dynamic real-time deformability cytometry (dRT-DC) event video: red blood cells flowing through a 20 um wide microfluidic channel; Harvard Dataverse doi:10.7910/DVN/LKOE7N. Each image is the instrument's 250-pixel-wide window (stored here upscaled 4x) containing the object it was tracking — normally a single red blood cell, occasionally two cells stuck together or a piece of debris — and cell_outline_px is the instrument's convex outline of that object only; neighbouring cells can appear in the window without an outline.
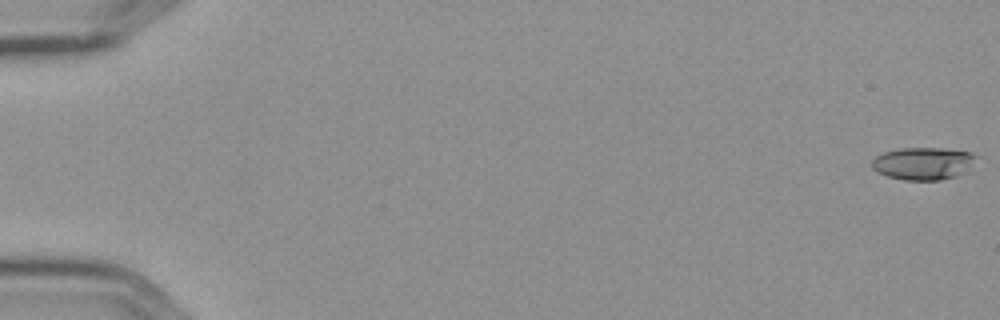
{"species": "Egyptian fruit bat (a non-hibernating species)", "species_latin": "Rousettus aegyptiacus", "temperature_condition": "cold", "stored_images_in_passage": 6, "camera_frame_rate_fps": 3000, "um_per_image_px": 0.085, "frame": {"image": 1, "passage_image": 1, "time_ms": 0.0, "image_size_px": [1000, 320], "cell_outline_px": [[980, 156], [968, 172], [956, 176], [940, 180], [904, 180], [888, 176], [876, 172], [872, 168], [872, 160], [876, 156], [884, 152], [900, 148], [944, 148], [972, 152]], "centroid_in_image_um": [78.54, 13.89], "position_along_channel_um": 6.5, "area_um2": 20.17}}
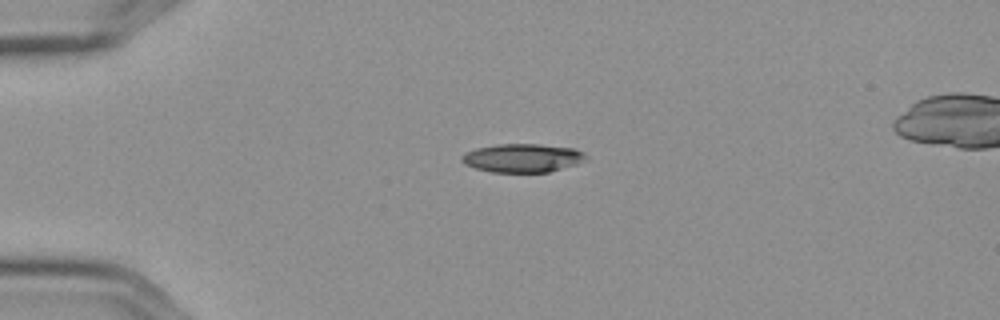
{"frame": {"image": 2, "passage_image": 4, "time_ms": 1.0, "image_size_px": [1000, 320], "cell_outline_px": [[588, 160], [576, 164], [548, 172], [492, 172], [476, 168], [464, 164], [460, 160], [460, 156], [464, 152], [476, 148], [496, 144], [540, 144], [572, 148], [584, 152], [588, 156]], "centroid_in_image_um": [44.4, 13.42], "position_along_channel_um": 40.6, "area_um2": 20.81}}